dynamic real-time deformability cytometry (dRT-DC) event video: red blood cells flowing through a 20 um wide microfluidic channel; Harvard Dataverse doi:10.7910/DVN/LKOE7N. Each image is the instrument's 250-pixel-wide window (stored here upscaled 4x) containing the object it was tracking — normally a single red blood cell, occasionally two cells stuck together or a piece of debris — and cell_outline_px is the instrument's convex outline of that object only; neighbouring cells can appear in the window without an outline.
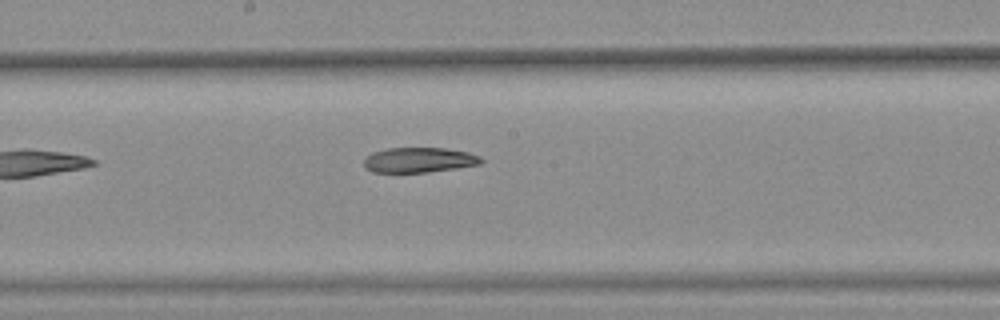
{"species": "common noctule bat (a hibernating species)", "species_latin": "Nyctalus noctula", "temperature_condition": "warm", "stored_images_in_passage": 5, "camera_frame_rate_fps": 3000, "um_per_image_px": 0.085, "animal": {"sex": "female", "body_mass_g": 25.1}, "frame": {"image": 1, "passage_image": 5, "time_ms": 1.333, "image_size_px": [1000, 320], "cell_outline_px": [[484, 160], [480, 164], [456, 168], [424, 172], [372, 172], [364, 168], [364, 160], [372, 152], [388, 148], [444, 148], [468, 152], [480, 156]], "centroid_in_image_um": [35.61, 13.59], "position_along_channel_um": 212.6, "area_um2": 17.05}}